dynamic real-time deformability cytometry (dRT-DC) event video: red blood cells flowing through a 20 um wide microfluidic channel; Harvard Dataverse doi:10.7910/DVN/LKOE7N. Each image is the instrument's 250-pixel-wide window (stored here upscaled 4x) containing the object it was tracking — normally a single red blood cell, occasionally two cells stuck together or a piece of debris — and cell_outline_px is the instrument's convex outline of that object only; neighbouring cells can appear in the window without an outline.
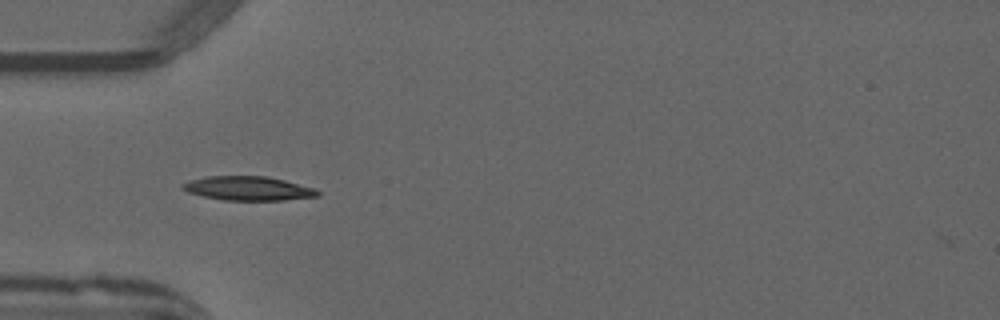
{"species": "common noctule bat (a hibernating species)", "species_latin": "Nyctalus noctula", "temperature_condition": "warm", "stored_images_in_passage": 36, "camera_frame_rate_fps": 3000, "um_per_image_px": 0.085, "animal": {"sex": "male", "forearm_length_mm": 52.5}, "frame": {"image": 1, "passage_image": 1, "time_ms": 0.0, "image_size_px": [1000, 320], "cell_outline_px": [[320, 196], [284, 200], [224, 200], [204, 196], [188, 192], [180, 188], [180, 184], [204, 176], [264, 176], [284, 180], [316, 188], [320, 192]], "centroid_in_image_um": [21.11, 16.01], "position_along_channel_um": 63.9, "area_um2": 18.96}}
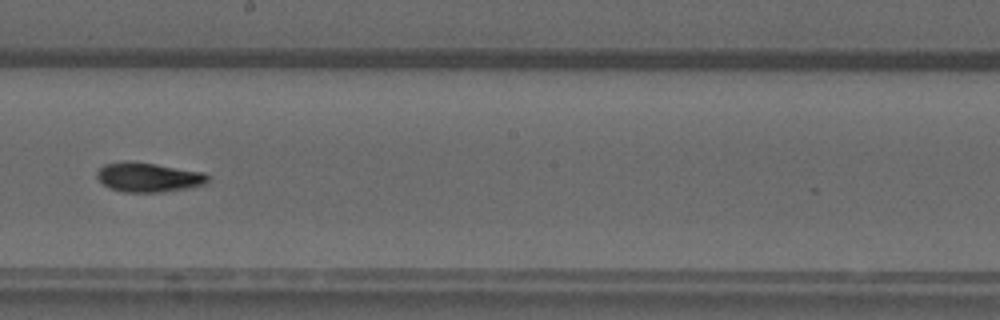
{"frame": {"image": 2, "passage_image": 14, "time_ms": 4.333, "image_size_px": [1000, 320], "cell_outline_px": [[208, 184], [160, 192], [124, 192], [108, 188], [96, 176], [96, 172], [104, 164], [156, 164], [204, 172], [208, 176]], "centroid_in_image_um": [12.66, 15.11], "position_along_channel_um": 235.5, "area_um2": 18.26}}
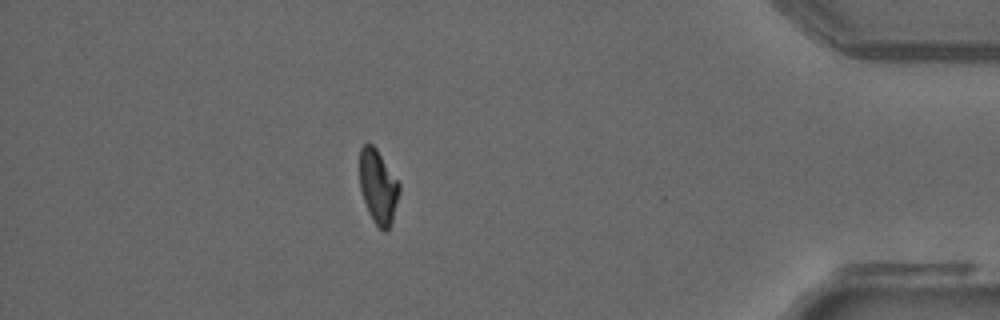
{"frame": {"image": 3, "passage_image": 30, "time_ms": 9.667, "image_size_px": [1000, 320], "cell_outline_px": [[400, 192], [392, 220], [388, 228], [384, 232], [372, 220], [368, 212], [360, 188], [360, 148], [364, 144], [372, 144], [376, 148], [400, 184]], "centroid_in_image_um": [32.14, 15.87], "position_along_channel_um": 403.1, "area_um2": 16.88}, "authors_computed_cell_mechanics": {"area_um2": 18.4382, "velocity_mm_per_s": 3.9883, "shape_relaxation_time_tau1_ms": 8.2684, "shape_relaxation_time_tau2_ms": 5.8198, "deformation_change_tau1": 0.2373, "deformation_change_tau2": 0.0914}}